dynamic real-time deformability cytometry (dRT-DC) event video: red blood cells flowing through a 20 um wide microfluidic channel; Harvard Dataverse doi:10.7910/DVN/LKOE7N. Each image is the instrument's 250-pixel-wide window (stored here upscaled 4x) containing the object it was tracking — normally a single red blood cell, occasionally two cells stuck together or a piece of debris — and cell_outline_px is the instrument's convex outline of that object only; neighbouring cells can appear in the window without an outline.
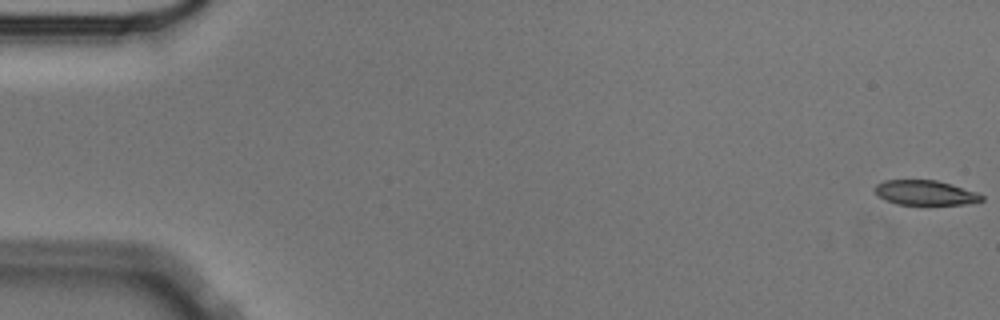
{"species": "Egyptian fruit bat (a non-hibernating species)", "species_latin": "Rousettus aegyptiacus", "temperature_condition": "cold", "stored_images_in_passage": 12, "camera_frame_rate_fps": 3000, "um_per_image_px": 0.085, "animal": {"sex": "male"}, "frame": {"image": 1, "passage_image": 1, "time_ms": 0.0, "image_size_px": [1000, 320], "cell_outline_px": [[984, 200], [964, 204], [896, 204], [884, 200], [876, 192], [876, 184], [884, 180], [936, 180], [976, 192], [984, 196]], "centroid_in_image_um": [78.63, 16.38], "position_along_channel_um": 6.4, "area_um2": 15.14}}